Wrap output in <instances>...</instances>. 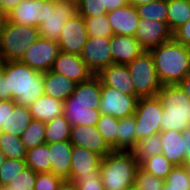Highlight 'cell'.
<instances>
[{"instance_id":"6da1fadb","label":"cell","mask_w":190,"mask_h":190,"mask_svg":"<svg viewBox=\"0 0 190 190\" xmlns=\"http://www.w3.org/2000/svg\"><path fill=\"white\" fill-rule=\"evenodd\" d=\"M0 70L6 77L7 92L17 104L28 107L44 95V73L20 61H0Z\"/></svg>"},{"instance_id":"7a4b0ae2","label":"cell","mask_w":190,"mask_h":190,"mask_svg":"<svg viewBox=\"0 0 190 190\" xmlns=\"http://www.w3.org/2000/svg\"><path fill=\"white\" fill-rule=\"evenodd\" d=\"M162 85H176L190 73V48L174 39L149 50Z\"/></svg>"},{"instance_id":"3957f363","label":"cell","mask_w":190,"mask_h":190,"mask_svg":"<svg viewBox=\"0 0 190 190\" xmlns=\"http://www.w3.org/2000/svg\"><path fill=\"white\" fill-rule=\"evenodd\" d=\"M140 164L132 150H113L102 157L100 175L105 189L128 190Z\"/></svg>"},{"instance_id":"277c9868","label":"cell","mask_w":190,"mask_h":190,"mask_svg":"<svg viewBox=\"0 0 190 190\" xmlns=\"http://www.w3.org/2000/svg\"><path fill=\"white\" fill-rule=\"evenodd\" d=\"M157 97L163 106L160 122L161 131L176 130L182 132L189 127L190 99L178 84L162 85Z\"/></svg>"},{"instance_id":"5b68a950","label":"cell","mask_w":190,"mask_h":190,"mask_svg":"<svg viewBox=\"0 0 190 190\" xmlns=\"http://www.w3.org/2000/svg\"><path fill=\"white\" fill-rule=\"evenodd\" d=\"M39 37L37 27L14 24L6 19L0 27V61H20Z\"/></svg>"},{"instance_id":"8992f818","label":"cell","mask_w":190,"mask_h":190,"mask_svg":"<svg viewBox=\"0 0 190 190\" xmlns=\"http://www.w3.org/2000/svg\"><path fill=\"white\" fill-rule=\"evenodd\" d=\"M126 66L132 79L135 96L138 98L157 96L162 84L158 78L150 51H144Z\"/></svg>"},{"instance_id":"52a82bcc","label":"cell","mask_w":190,"mask_h":190,"mask_svg":"<svg viewBox=\"0 0 190 190\" xmlns=\"http://www.w3.org/2000/svg\"><path fill=\"white\" fill-rule=\"evenodd\" d=\"M76 14L75 0H44V20L38 26L39 36L58 42L66 21Z\"/></svg>"},{"instance_id":"ba28073f","label":"cell","mask_w":190,"mask_h":190,"mask_svg":"<svg viewBox=\"0 0 190 190\" xmlns=\"http://www.w3.org/2000/svg\"><path fill=\"white\" fill-rule=\"evenodd\" d=\"M163 106L160 99L155 97L138 98L134 116L136 118L137 141L147 136L161 132Z\"/></svg>"},{"instance_id":"9c48e42d","label":"cell","mask_w":190,"mask_h":190,"mask_svg":"<svg viewBox=\"0 0 190 190\" xmlns=\"http://www.w3.org/2000/svg\"><path fill=\"white\" fill-rule=\"evenodd\" d=\"M59 52L58 42L39 37L29 46L20 62L37 72L45 73L52 69Z\"/></svg>"},{"instance_id":"30bf717a","label":"cell","mask_w":190,"mask_h":190,"mask_svg":"<svg viewBox=\"0 0 190 190\" xmlns=\"http://www.w3.org/2000/svg\"><path fill=\"white\" fill-rule=\"evenodd\" d=\"M99 110L101 114L122 119L134 115L138 97L121 93L117 89L101 85Z\"/></svg>"},{"instance_id":"8fae6325","label":"cell","mask_w":190,"mask_h":190,"mask_svg":"<svg viewBox=\"0 0 190 190\" xmlns=\"http://www.w3.org/2000/svg\"><path fill=\"white\" fill-rule=\"evenodd\" d=\"M87 40L88 35L84 19L77 13L67 20L63 26L58 45L61 52L80 56Z\"/></svg>"},{"instance_id":"7c38bea8","label":"cell","mask_w":190,"mask_h":190,"mask_svg":"<svg viewBox=\"0 0 190 190\" xmlns=\"http://www.w3.org/2000/svg\"><path fill=\"white\" fill-rule=\"evenodd\" d=\"M80 57L94 75L112 65L110 37H88Z\"/></svg>"},{"instance_id":"4fadbf2b","label":"cell","mask_w":190,"mask_h":190,"mask_svg":"<svg viewBox=\"0 0 190 190\" xmlns=\"http://www.w3.org/2000/svg\"><path fill=\"white\" fill-rule=\"evenodd\" d=\"M145 51L157 47L173 39V32L167 22L140 19L134 35Z\"/></svg>"},{"instance_id":"5bb4252c","label":"cell","mask_w":190,"mask_h":190,"mask_svg":"<svg viewBox=\"0 0 190 190\" xmlns=\"http://www.w3.org/2000/svg\"><path fill=\"white\" fill-rule=\"evenodd\" d=\"M51 71L61 74L76 83L89 80L94 76L79 55L59 52Z\"/></svg>"},{"instance_id":"9a60e30c","label":"cell","mask_w":190,"mask_h":190,"mask_svg":"<svg viewBox=\"0 0 190 190\" xmlns=\"http://www.w3.org/2000/svg\"><path fill=\"white\" fill-rule=\"evenodd\" d=\"M69 141L73 146L84 147L102 157L113 151L96 126H72Z\"/></svg>"},{"instance_id":"2e32d148","label":"cell","mask_w":190,"mask_h":190,"mask_svg":"<svg viewBox=\"0 0 190 190\" xmlns=\"http://www.w3.org/2000/svg\"><path fill=\"white\" fill-rule=\"evenodd\" d=\"M6 19L14 24L38 28L44 20V0H22Z\"/></svg>"},{"instance_id":"e0dca14e","label":"cell","mask_w":190,"mask_h":190,"mask_svg":"<svg viewBox=\"0 0 190 190\" xmlns=\"http://www.w3.org/2000/svg\"><path fill=\"white\" fill-rule=\"evenodd\" d=\"M96 76L103 86L117 89L127 95H135L132 79L126 64L113 63L101 69Z\"/></svg>"},{"instance_id":"ac0fdd59","label":"cell","mask_w":190,"mask_h":190,"mask_svg":"<svg viewBox=\"0 0 190 190\" xmlns=\"http://www.w3.org/2000/svg\"><path fill=\"white\" fill-rule=\"evenodd\" d=\"M144 51L134 36L112 35L110 37V52L113 63L128 64Z\"/></svg>"},{"instance_id":"d6986e66","label":"cell","mask_w":190,"mask_h":190,"mask_svg":"<svg viewBox=\"0 0 190 190\" xmlns=\"http://www.w3.org/2000/svg\"><path fill=\"white\" fill-rule=\"evenodd\" d=\"M106 15L114 35H135L140 21L136 7L127 4L107 12Z\"/></svg>"},{"instance_id":"ffe728a7","label":"cell","mask_w":190,"mask_h":190,"mask_svg":"<svg viewBox=\"0 0 190 190\" xmlns=\"http://www.w3.org/2000/svg\"><path fill=\"white\" fill-rule=\"evenodd\" d=\"M101 160V155L81 146H73L69 180L75 182L92 170H100Z\"/></svg>"},{"instance_id":"44dd1931","label":"cell","mask_w":190,"mask_h":190,"mask_svg":"<svg viewBox=\"0 0 190 190\" xmlns=\"http://www.w3.org/2000/svg\"><path fill=\"white\" fill-rule=\"evenodd\" d=\"M50 172L62 180H69L73 145L70 141L48 144Z\"/></svg>"},{"instance_id":"7402d4cb","label":"cell","mask_w":190,"mask_h":190,"mask_svg":"<svg viewBox=\"0 0 190 190\" xmlns=\"http://www.w3.org/2000/svg\"><path fill=\"white\" fill-rule=\"evenodd\" d=\"M101 82L94 75L89 80L77 83L72 95L69 96L64 103L92 105L95 109H99L101 99Z\"/></svg>"},{"instance_id":"603a6c76","label":"cell","mask_w":190,"mask_h":190,"mask_svg":"<svg viewBox=\"0 0 190 190\" xmlns=\"http://www.w3.org/2000/svg\"><path fill=\"white\" fill-rule=\"evenodd\" d=\"M32 120L28 107L17 104L14 100H8V118L6 123L1 125L0 132L21 137Z\"/></svg>"},{"instance_id":"cb8c5ba5","label":"cell","mask_w":190,"mask_h":190,"mask_svg":"<svg viewBox=\"0 0 190 190\" xmlns=\"http://www.w3.org/2000/svg\"><path fill=\"white\" fill-rule=\"evenodd\" d=\"M162 154L174 166L185 165V145L182 132L161 131Z\"/></svg>"},{"instance_id":"d4e9b609","label":"cell","mask_w":190,"mask_h":190,"mask_svg":"<svg viewBox=\"0 0 190 190\" xmlns=\"http://www.w3.org/2000/svg\"><path fill=\"white\" fill-rule=\"evenodd\" d=\"M77 83L53 71L44 73V95L65 101L72 95Z\"/></svg>"},{"instance_id":"484cf974","label":"cell","mask_w":190,"mask_h":190,"mask_svg":"<svg viewBox=\"0 0 190 190\" xmlns=\"http://www.w3.org/2000/svg\"><path fill=\"white\" fill-rule=\"evenodd\" d=\"M64 101L42 95L28 106L32 119L49 122L63 115Z\"/></svg>"},{"instance_id":"4316f807","label":"cell","mask_w":190,"mask_h":190,"mask_svg":"<svg viewBox=\"0 0 190 190\" xmlns=\"http://www.w3.org/2000/svg\"><path fill=\"white\" fill-rule=\"evenodd\" d=\"M100 110L92 105L64 103L63 115L71 123V126H96Z\"/></svg>"},{"instance_id":"83f0119b","label":"cell","mask_w":190,"mask_h":190,"mask_svg":"<svg viewBox=\"0 0 190 190\" xmlns=\"http://www.w3.org/2000/svg\"><path fill=\"white\" fill-rule=\"evenodd\" d=\"M136 118L134 115L118 119L116 150H132L137 145Z\"/></svg>"},{"instance_id":"f1b7e54d","label":"cell","mask_w":190,"mask_h":190,"mask_svg":"<svg viewBox=\"0 0 190 190\" xmlns=\"http://www.w3.org/2000/svg\"><path fill=\"white\" fill-rule=\"evenodd\" d=\"M71 123L61 115L46 123L45 144L69 141L71 135Z\"/></svg>"},{"instance_id":"f546056e","label":"cell","mask_w":190,"mask_h":190,"mask_svg":"<svg viewBox=\"0 0 190 190\" xmlns=\"http://www.w3.org/2000/svg\"><path fill=\"white\" fill-rule=\"evenodd\" d=\"M132 151L139 164L147 158L162 154L161 132L141 139Z\"/></svg>"},{"instance_id":"4dcf8cb0","label":"cell","mask_w":190,"mask_h":190,"mask_svg":"<svg viewBox=\"0 0 190 190\" xmlns=\"http://www.w3.org/2000/svg\"><path fill=\"white\" fill-rule=\"evenodd\" d=\"M26 166L35 173L50 172L51 161L49 157L48 144H43L27 150Z\"/></svg>"},{"instance_id":"1f68e13d","label":"cell","mask_w":190,"mask_h":190,"mask_svg":"<svg viewBox=\"0 0 190 190\" xmlns=\"http://www.w3.org/2000/svg\"><path fill=\"white\" fill-rule=\"evenodd\" d=\"M190 20L189 0L168 1L167 24L172 32Z\"/></svg>"},{"instance_id":"d6a6232c","label":"cell","mask_w":190,"mask_h":190,"mask_svg":"<svg viewBox=\"0 0 190 190\" xmlns=\"http://www.w3.org/2000/svg\"><path fill=\"white\" fill-rule=\"evenodd\" d=\"M0 150L6 158L26 159L27 149L21 138L12 134L0 132Z\"/></svg>"},{"instance_id":"836d02e7","label":"cell","mask_w":190,"mask_h":190,"mask_svg":"<svg viewBox=\"0 0 190 190\" xmlns=\"http://www.w3.org/2000/svg\"><path fill=\"white\" fill-rule=\"evenodd\" d=\"M137 13L140 19L156 20L167 22L168 18V1L158 0L136 6Z\"/></svg>"},{"instance_id":"e575fe53","label":"cell","mask_w":190,"mask_h":190,"mask_svg":"<svg viewBox=\"0 0 190 190\" xmlns=\"http://www.w3.org/2000/svg\"><path fill=\"white\" fill-rule=\"evenodd\" d=\"M46 123L39 120H32L28 127L21 134V141L26 149H31L45 144Z\"/></svg>"},{"instance_id":"d590c367","label":"cell","mask_w":190,"mask_h":190,"mask_svg":"<svg viewBox=\"0 0 190 190\" xmlns=\"http://www.w3.org/2000/svg\"><path fill=\"white\" fill-rule=\"evenodd\" d=\"M140 167L147 173L165 180L174 165L168 161L163 154H159L145 159L140 164Z\"/></svg>"},{"instance_id":"8d00e7d4","label":"cell","mask_w":190,"mask_h":190,"mask_svg":"<svg viewBox=\"0 0 190 190\" xmlns=\"http://www.w3.org/2000/svg\"><path fill=\"white\" fill-rule=\"evenodd\" d=\"M88 37H111L114 35L107 15H98L91 18H83Z\"/></svg>"},{"instance_id":"74e56055","label":"cell","mask_w":190,"mask_h":190,"mask_svg":"<svg viewBox=\"0 0 190 190\" xmlns=\"http://www.w3.org/2000/svg\"><path fill=\"white\" fill-rule=\"evenodd\" d=\"M165 183L169 185L170 190H190V166H174Z\"/></svg>"},{"instance_id":"f35d334b","label":"cell","mask_w":190,"mask_h":190,"mask_svg":"<svg viewBox=\"0 0 190 190\" xmlns=\"http://www.w3.org/2000/svg\"><path fill=\"white\" fill-rule=\"evenodd\" d=\"M96 128L103 136L104 140L108 143V145L113 150H116L118 119L111 115L100 114Z\"/></svg>"},{"instance_id":"ab89813d","label":"cell","mask_w":190,"mask_h":190,"mask_svg":"<svg viewBox=\"0 0 190 190\" xmlns=\"http://www.w3.org/2000/svg\"><path fill=\"white\" fill-rule=\"evenodd\" d=\"M25 167V160L6 158L0 166V188L7 186Z\"/></svg>"},{"instance_id":"60d3db41","label":"cell","mask_w":190,"mask_h":190,"mask_svg":"<svg viewBox=\"0 0 190 190\" xmlns=\"http://www.w3.org/2000/svg\"><path fill=\"white\" fill-rule=\"evenodd\" d=\"M37 173L29 167H25L22 172L16 175L7 186L1 190H34Z\"/></svg>"},{"instance_id":"b9f144b4","label":"cell","mask_w":190,"mask_h":190,"mask_svg":"<svg viewBox=\"0 0 190 190\" xmlns=\"http://www.w3.org/2000/svg\"><path fill=\"white\" fill-rule=\"evenodd\" d=\"M165 180L147 173L140 166L134 177V187L138 190H161Z\"/></svg>"},{"instance_id":"7bdbcfd3","label":"cell","mask_w":190,"mask_h":190,"mask_svg":"<svg viewBox=\"0 0 190 190\" xmlns=\"http://www.w3.org/2000/svg\"><path fill=\"white\" fill-rule=\"evenodd\" d=\"M77 13L83 18H91L106 15L107 11L103 0H77Z\"/></svg>"},{"instance_id":"ee69618b","label":"cell","mask_w":190,"mask_h":190,"mask_svg":"<svg viewBox=\"0 0 190 190\" xmlns=\"http://www.w3.org/2000/svg\"><path fill=\"white\" fill-rule=\"evenodd\" d=\"M75 184L78 190H104L100 170H92L79 177Z\"/></svg>"},{"instance_id":"f6af8a7d","label":"cell","mask_w":190,"mask_h":190,"mask_svg":"<svg viewBox=\"0 0 190 190\" xmlns=\"http://www.w3.org/2000/svg\"><path fill=\"white\" fill-rule=\"evenodd\" d=\"M61 181L51 172L37 173L34 190H57Z\"/></svg>"},{"instance_id":"bcb514c9","label":"cell","mask_w":190,"mask_h":190,"mask_svg":"<svg viewBox=\"0 0 190 190\" xmlns=\"http://www.w3.org/2000/svg\"><path fill=\"white\" fill-rule=\"evenodd\" d=\"M173 39L190 48V20L173 32Z\"/></svg>"},{"instance_id":"7dc6e473","label":"cell","mask_w":190,"mask_h":190,"mask_svg":"<svg viewBox=\"0 0 190 190\" xmlns=\"http://www.w3.org/2000/svg\"><path fill=\"white\" fill-rule=\"evenodd\" d=\"M182 137L185 145V165H190V127L182 131Z\"/></svg>"},{"instance_id":"c3c4849f","label":"cell","mask_w":190,"mask_h":190,"mask_svg":"<svg viewBox=\"0 0 190 190\" xmlns=\"http://www.w3.org/2000/svg\"><path fill=\"white\" fill-rule=\"evenodd\" d=\"M1 100H12V95L11 92H7L6 77L0 70V101Z\"/></svg>"},{"instance_id":"681fc988","label":"cell","mask_w":190,"mask_h":190,"mask_svg":"<svg viewBox=\"0 0 190 190\" xmlns=\"http://www.w3.org/2000/svg\"><path fill=\"white\" fill-rule=\"evenodd\" d=\"M22 0H0V10L7 16Z\"/></svg>"},{"instance_id":"f907efd6","label":"cell","mask_w":190,"mask_h":190,"mask_svg":"<svg viewBox=\"0 0 190 190\" xmlns=\"http://www.w3.org/2000/svg\"><path fill=\"white\" fill-rule=\"evenodd\" d=\"M127 0H103L107 12L126 6Z\"/></svg>"},{"instance_id":"816d5d0a","label":"cell","mask_w":190,"mask_h":190,"mask_svg":"<svg viewBox=\"0 0 190 190\" xmlns=\"http://www.w3.org/2000/svg\"><path fill=\"white\" fill-rule=\"evenodd\" d=\"M8 118V100H1L0 101V130L1 125L6 123Z\"/></svg>"},{"instance_id":"f5cc1de1","label":"cell","mask_w":190,"mask_h":190,"mask_svg":"<svg viewBox=\"0 0 190 190\" xmlns=\"http://www.w3.org/2000/svg\"><path fill=\"white\" fill-rule=\"evenodd\" d=\"M178 85L181 87V89L184 91V93L188 96L190 99V73L187 74L179 83Z\"/></svg>"},{"instance_id":"db71d44e","label":"cell","mask_w":190,"mask_h":190,"mask_svg":"<svg viewBox=\"0 0 190 190\" xmlns=\"http://www.w3.org/2000/svg\"><path fill=\"white\" fill-rule=\"evenodd\" d=\"M57 190H78L74 181L62 180Z\"/></svg>"},{"instance_id":"11a10c76","label":"cell","mask_w":190,"mask_h":190,"mask_svg":"<svg viewBox=\"0 0 190 190\" xmlns=\"http://www.w3.org/2000/svg\"><path fill=\"white\" fill-rule=\"evenodd\" d=\"M154 1H158V0H127V3L129 5L136 7V6H140V5L147 4Z\"/></svg>"},{"instance_id":"9f6ffc18","label":"cell","mask_w":190,"mask_h":190,"mask_svg":"<svg viewBox=\"0 0 190 190\" xmlns=\"http://www.w3.org/2000/svg\"><path fill=\"white\" fill-rule=\"evenodd\" d=\"M6 15L0 10V27L4 24Z\"/></svg>"},{"instance_id":"6f0895ef","label":"cell","mask_w":190,"mask_h":190,"mask_svg":"<svg viewBox=\"0 0 190 190\" xmlns=\"http://www.w3.org/2000/svg\"><path fill=\"white\" fill-rule=\"evenodd\" d=\"M5 159H6L5 155L0 150V166L3 164Z\"/></svg>"},{"instance_id":"680465c9","label":"cell","mask_w":190,"mask_h":190,"mask_svg":"<svg viewBox=\"0 0 190 190\" xmlns=\"http://www.w3.org/2000/svg\"><path fill=\"white\" fill-rule=\"evenodd\" d=\"M161 190H170V189H169V185L166 184V183H164V186L162 187Z\"/></svg>"},{"instance_id":"91938a15","label":"cell","mask_w":190,"mask_h":190,"mask_svg":"<svg viewBox=\"0 0 190 190\" xmlns=\"http://www.w3.org/2000/svg\"><path fill=\"white\" fill-rule=\"evenodd\" d=\"M128 190H138L136 187L132 186Z\"/></svg>"}]
</instances>
